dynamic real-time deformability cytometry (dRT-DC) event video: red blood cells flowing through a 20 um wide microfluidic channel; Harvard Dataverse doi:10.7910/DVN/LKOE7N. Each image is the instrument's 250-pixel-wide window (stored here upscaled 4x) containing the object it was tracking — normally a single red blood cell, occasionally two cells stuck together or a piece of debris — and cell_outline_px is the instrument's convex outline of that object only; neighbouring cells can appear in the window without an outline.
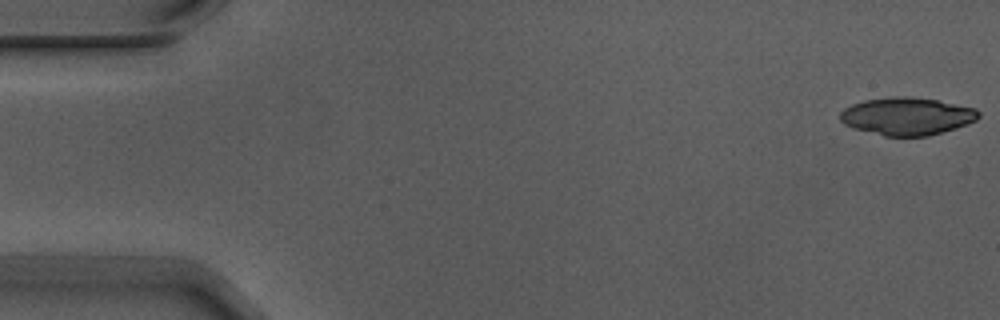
{"species": "Egyptian fruit bat (a non-hibernating species)", "species_latin": "Rousettus aegyptiacus", "temperature_condition": "warm", "stored_images_in_passage": 6, "camera_frame_rate_fps": 3000, "um_per_image_px": 0.085, "animal": {"sex": "male"}, "frame": {"image": 1, "passage_image": 1, "time_ms": 0.0, "image_size_px": [1000, 320], "cell_outline_px": [[980, 116], [976, 120], [968, 124], [956, 128], [928, 136], [884, 136], [852, 128], [844, 124], [840, 120], [840, 112], [844, 108], [852, 104], [864, 100], [896, 96], [912, 96], [936, 100], [976, 108], [980, 112]], "centroid_in_image_um": [77.09, 9.88], "position_along_channel_um": 7.9, "area_um2": 30.52}}